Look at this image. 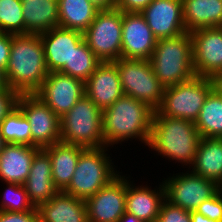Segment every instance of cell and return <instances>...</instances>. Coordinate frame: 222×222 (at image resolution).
<instances>
[{"mask_svg": "<svg viewBox=\"0 0 222 222\" xmlns=\"http://www.w3.org/2000/svg\"><path fill=\"white\" fill-rule=\"evenodd\" d=\"M10 89L19 95L35 94L48 75L39 34H11V49L5 68Z\"/></svg>", "mask_w": 222, "mask_h": 222, "instance_id": "cell-1", "label": "cell"}, {"mask_svg": "<svg viewBox=\"0 0 222 222\" xmlns=\"http://www.w3.org/2000/svg\"><path fill=\"white\" fill-rule=\"evenodd\" d=\"M154 110L128 95H122L102 112L105 146L111 147L134 138L148 145Z\"/></svg>", "mask_w": 222, "mask_h": 222, "instance_id": "cell-2", "label": "cell"}, {"mask_svg": "<svg viewBox=\"0 0 222 222\" xmlns=\"http://www.w3.org/2000/svg\"><path fill=\"white\" fill-rule=\"evenodd\" d=\"M201 137L191 120L153 116L148 147L167 160L192 165Z\"/></svg>", "mask_w": 222, "mask_h": 222, "instance_id": "cell-3", "label": "cell"}, {"mask_svg": "<svg viewBox=\"0 0 222 222\" xmlns=\"http://www.w3.org/2000/svg\"><path fill=\"white\" fill-rule=\"evenodd\" d=\"M149 61L153 72L164 87L194 78L196 75L190 32L173 38L158 39Z\"/></svg>", "mask_w": 222, "mask_h": 222, "instance_id": "cell-4", "label": "cell"}, {"mask_svg": "<svg viewBox=\"0 0 222 222\" xmlns=\"http://www.w3.org/2000/svg\"><path fill=\"white\" fill-rule=\"evenodd\" d=\"M107 149L108 147L84 149L79 156L74 175L63 191L86 201L122 173L114 168L116 166L106 152Z\"/></svg>", "mask_w": 222, "mask_h": 222, "instance_id": "cell-5", "label": "cell"}, {"mask_svg": "<svg viewBox=\"0 0 222 222\" xmlns=\"http://www.w3.org/2000/svg\"><path fill=\"white\" fill-rule=\"evenodd\" d=\"M102 110L84 95L60 118V142L83 148L106 147Z\"/></svg>", "mask_w": 222, "mask_h": 222, "instance_id": "cell-6", "label": "cell"}, {"mask_svg": "<svg viewBox=\"0 0 222 222\" xmlns=\"http://www.w3.org/2000/svg\"><path fill=\"white\" fill-rule=\"evenodd\" d=\"M216 80L195 76L189 81L164 88L160 107L153 116L187 119L195 122Z\"/></svg>", "mask_w": 222, "mask_h": 222, "instance_id": "cell-7", "label": "cell"}, {"mask_svg": "<svg viewBox=\"0 0 222 222\" xmlns=\"http://www.w3.org/2000/svg\"><path fill=\"white\" fill-rule=\"evenodd\" d=\"M113 63L118 69L123 94L156 111L161 105L165 87L153 72L150 61L121 57Z\"/></svg>", "mask_w": 222, "mask_h": 222, "instance_id": "cell-8", "label": "cell"}, {"mask_svg": "<svg viewBox=\"0 0 222 222\" xmlns=\"http://www.w3.org/2000/svg\"><path fill=\"white\" fill-rule=\"evenodd\" d=\"M123 12L114 8L101 10L83 33L91 51L102 62L121 58Z\"/></svg>", "mask_w": 222, "mask_h": 222, "instance_id": "cell-9", "label": "cell"}, {"mask_svg": "<svg viewBox=\"0 0 222 222\" xmlns=\"http://www.w3.org/2000/svg\"><path fill=\"white\" fill-rule=\"evenodd\" d=\"M173 174L162 181L165 200L186 211H195L201 202L213 197L222 187L190 170Z\"/></svg>", "mask_w": 222, "mask_h": 222, "instance_id": "cell-10", "label": "cell"}, {"mask_svg": "<svg viewBox=\"0 0 222 222\" xmlns=\"http://www.w3.org/2000/svg\"><path fill=\"white\" fill-rule=\"evenodd\" d=\"M16 106L31 126V146L43 149L60 142V118L35 94L18 96Z\"/></svg>", "mask_w": 222, "mask_h": 222, "instance_id": "cell-11", "label": "cell"}, {"mask_svg": "<svg viewBox=\"0 0 222 222\" xmlns=\"http://www.w3.org/2000/svg\"><path fill=\"white\" fill-rule=\"evenodd\" d=\"M190 36L195 75L217 80L222 76V29L200 28Z\"/></svg>", "mask_w": 222, "mask_h": 222, "instance_id": "cell-12", "label": "cell"}, {"mask_svg": "<svg viewBox=\"0 0 222 222\" xmlns=\"http://www.w3.org/2000/svg\"><path fill=\"white\" fill-rule=\"evenodd\" d=\"M35 95L61 118L85 95V82L61 72H49Z\"/></svg>", "mask_w": 222, "mask_h": 222, "instance_id": "cell-13", "label": "cell"}, {"mask_svg": "<svg viewBox=\"0 0 222 222\" xmlns=\"http://www.w3.org/2000/svg\"><path fill=\"white\" fill-rule=\"evenodd\" d=\"M127 176L118 175L86 200L88 222H117L126 212Z\"/></svg>", "mask_w": 222, "mask_h": 222, "instance_id": "cell-14", "label": "cell"}, {"mask_svg": "<svg viewBox=\"0 0 222 222\" xmlns=\"http://www.w3.org/2000/svg\"><path fill=\"white\" fill-rule=\"evenodd\" d=\"M140 14L157 40L177 37L187 32L182 0H153Z\"/></svg>", "mask_w": 222, "mask_h": 222, "instance_id": "cell-15", "label": "cell"}, {"mask_svg": "<svg viewBox=\"0 0 222 222\" xmlns=\"http://www.w3.org/2000/svg\"><path fill=\"white\" fill-rule=\"evenodd\" d=\"M157 38L140 13H123L121 57L149 60Z\"/></svg>", "mask_w": 222, "mask_h": 222, "instance_id": "cell-16", "label": "cell"}, {"mask_svg": "<svg viewBox=\"0 0 222 222\" xmlns=\"http://www.w3.org/2000/svg\"><path fill=\"white\" fill-rule=\"evenodd\" d=\"M85 95L102 111L122 95L121 81L113 62H102L85 81Z\"/></svg>", "mask_w": 222, "mask_h": 222, "instance_id": "cell-17", "label": "cell"}, {"mask_svg": "<svg viewBox=\"0 0 222 222\" xmlns=\"http://www.w3.org/2000/svg\"><path fill=\"white\" fill-rule=\"evenodd\" d=\"M43 47L48 72H59L70 63L74 50L83 39L82 32L55 27L39 34Z\"/></svg>", "mask_w": 222, "mask_h": 222, "instance_id": "cell-18", "label": "cell"}, {"mask_svg": "<svg viewBox=\"0 0 222 222\" xmlns=\"http://www.w3.org/2000/svg\"><path fill=\"white\" fill-rule=\"evenodd\" d=\"M23 185L35 208L47 203L59 191L52 180L51 159L44 149L35 153L29 176Z\"/></svg>", "mask_w": 222, "mask_h": 222, "instance_id": "cell-19", "label": "cell"}, {"mask_svg": "<svg viewBox=\"0 0 222 222\" xmlns=\"http://www.w3.org/2000/svg\"><path fill=\"white\" fill-rule=\"evenodd\" d=\"M159 185L154 190H151V186L149 187L147 184L134 187L133 182L127 177L126 212L133 214L143 222H156L165 201L163 183Z\"/></svg>", "mask_w": 222, "mask_h": 222, "instance_id": "cell-20", "label": "cell"}, {"mask_svg": "<svg viewBox=\"0 0 222 222\" xmlns=\"http://www.w3.org/2000/svg\"><path fill=\"white\" fill-rule=\"evenodd\" d=\"M39 147L7 143L0 153V179L4 183L24 184Z\"/></svg>", "mask_w": 222, "mask_h": 222, "instance_id": "cell-21", "label": "cell"}, {"mask_svg": "<svg viewBox=\"0 0 222 222\" xmlns=\"http://www.w3.org/2000/svg\"><path fill=\"white\" fill-rule=\"evenodd\" d=\"M39 222H88L86 201L58 191L38 208Z\"/></svg>", "mask_w": 222, "mask_h": 222, "instance_id": "cell-22", "label": "cell"}, {"mask_svg": "<svg viewBox=\"0 0 222 222\" xmlns=\"http://www.w3.org/2000/svg\"><path fill=\"white\" fill-rule=\"evenodd\" d=\"M43 149L51 159L53 183L59 191H63L69 185L85 148L58 142Z\"/></svg>", "mask_w": 222, "mask_h": 222, "instance_id": "cell-23", "label": "cell"}, {"mask_svg": "<svg viewBox=\"0 0 222 222\" xmlns=\"http://www.w3.org/2000/svg\"><path fill=\"white\" fill-rule=\"evenodd\" d=\"M191 172L222 187V138H201Z\"/></svg>", "mask_w": 222, "mask_h": 222, "instance_id": "cell-24", "label": "cell"}, {"mask_svg": "<svg viewBox=\"0 0 222 222\" xmlns=\"http://www.w3.org/2000/svg\"><path fill=\"white\" fill-rule=\"evenodd\" d=\"M25 34H41L59 27L57 0L22 2Z\"/></svg>", "mask_w": 222, "mask_h": 222, "instance_id": "cell-25", "label": "cell"}, {"mask_svg": "<svg viewBox=\"0 0 222 222\" xmlns=\"http://www.w3.org/2000/svg\"><path fill=\"white\" fill-rule=\"evenodd\" d=\"M187 32L222 24V0H182Z\"/></svg>", "mask_w": 222, "mask_h": 222, "instance_id": "cell-26", "label": "cell"}, {"mask_svg": "<svg viewBox=\"0 0 222 222\" xmlns=\"http://www.w3.org/2000/svg\"><path fill=\"white\" fill-rule=\"evenodd\" d=\"M59 27L84 33L100 11L89 0H57Z\"/></svg>", "mask_w": 222, "mask_h": 222, "instance_id": "cell-27", "label": "cell"}, {"mask_svg": "<svg viewBox=\"0 0 222 222\" xmlns=\"http://www.w3.org/2000/svg\"><path fill=\"white\" fill-rule=\"evenodd\" d=\"M194 123L201 138H222V91L218 86L208 94Z\"/></svg>", "mask_w": 222, "mask_h": 222, "instance_id": "cell-28", "label": "cell"}, {"mask_svg": "<svg viewBox=\"0 0 222 222\" xmlns=\"http://www.w3.org/2000/svg\"><path fill=\"white\" fill-rule=\"evenodd\" d=\"M101 63L102 61L91 51L83 39L74 47L70 63L65 64L59 72L85 82Z\"/></svg>", "mask_w": 222, "mask_h": 222, "instance_id": "cell-29", "label": "cell"}, {"mask_svg": "<svg viewBox=\"0 0 222 222\" xmlns=\"http://www.w3.org/2000/svg\"><path fill=\"white\" fill-rule=\"evenodd\" d=\"M0 131L7 143L31 146L30 123L17 106L0 123Z\"/></svg>", "mask_w": 222, "mask_h": 222, "instance_id": "cell-30", "label": "cell"}, {"mask_svg": "<svg viewBox=\"0 0 222 222\" xmlns=\"http://www.w3.org/2000/svg\"><path fill=\"white\" fill-rule=\"evenodd\" d=\"M0 32L13 35L25 34L21 0L0 1Z\"/></svg>", "mask_w": 222, "mask_h": 222, "instance_id": "cell-31", "label": "cell"}, {"mask_svg": "<svg viewBox=\"0 0 222 222\" xmlns=\"http://www.w3.org/2000/svg\"><path fill=\"white\" fill-rule=\"evenodd\" d=\"M6 185L0 202V211L26 212L35 209L23 184L7 182Z\"/></svg>", "mask_w": 222, "mask_h": 222, "instance_id": "cell-32", "label": "cell"}, {"mask_svg": "<svg viewBox=\"0 0 222 222\" xmlns=\"http://www.w3.org/2000/svg\"><path fill=\"white\" fill-rule=\"evenodd\" d=\"M195 211L209 219L222 222V188L213 197L201 202Z\"/></svg>", "mask_w": 222, "mask_h": 222, "instance_id": "cell-33", "label": "cell"}, {"mask_svg": "<svg viewBox=\"0 0 222 222\" xmlns=\"http://www.w3.org/2000/svg\"><path fill=\"white\" fill-rule=\"evenodd\" d=\"M156 222H191L190 211L164 201Z\"/></svg>", "mask_w": 222, "mask_h": 222, "instance_id": "cell-34", "label": "cell"}, {"mask_svg": "<svg viewBox=\"0 0 222 222\" xmlns=\"http://www.w3.org/2000/svg\"><path fill=\"white\" fill-rule=\"evenodd\" d=\"M19 94L10 88L0 90V123L16 107Z\"/></svg>", "mask_w": 222, "mask_h": 222, "instance_id": "cell-35", "label": "cell"}, {"mask_svg": "<svg viewBox=\"0 0 222 222\" xmlns=\"http://www.w3.org/2000/svg\"><path fill=\"white\" fill-rule=\"evenodd\" d=\"M0 222H39L37 208L26 212L0 211Z\"/></svg>", "mask_w": 222, "mask_h": 222, "instance_id": "cell-36", "label": "cell"}, {"mask_svg": "<svg viewBox=\"0 0 222 222\" xmlns=\"http://www.w3.org/2000/svg\"><path fill=\"white\" fill-rule=\"evenodd\" d=\"M153 0H116L115 8L123 13H140Z\"/></svg>", "mask_w": 222, "mask_h": 222, "instance_id": "cell-37", "label": "cell"}, {"mask_svg": "<svg viewBox=\"0 0 222 222\" xmlns=\"http://www.w3.org/2000/svg\"><path fill=\"white\" fill-rule=\"evenodd\" d=\"M11 49V34L0 32V69L5 71Z\"/></svg>", "mask_w": 222, "mask_h": 222, "instance_id": "cell-38", "label": "cell"}, {"mask_svg": "<svg viewBox=\"0 0 222 222\" xmlns=\"http://www.w3.org/2000/svg\"><path fill=\"white\" fill-rule=\"evenodd\" d=\"M92 5L97 9L101 10H111L116 6V0H89Z\"/></svg>", "mask_w": 222, "mask_h": 222, "instance_id": "cell-39", "label": "cell"}, {"mask_svg": "<svg viewBox=\"0 0 222 222\" xmlns=\"http://www.w3.org/2000/svg\"><path fill=\"white\" fill-rule=\"evenodd\" d=\"M191 222H219L212 219H209L208 217H205L203 214L198 213L197 211H191Z\"/></svg>", "mask_w": 222, "mask_h": 222, "instance_id": "cell-40", "label": "cell"}, {"mask_svg": "<svg viewBox=\"0 0 222 222\" xmlns=\"http://www.w3.org/2000/svg\"><path fill=\"white\" fill-rule=\"evenodd\" d=\"M117 222H143L142 220L138 219L133 214L125 212L123 216Z\"/></svg>", "mask_w": 222, "mask_h": 222, "instance_id": "cell-41", "label": "cell"}, {"mask_svg": "<svg viewBox=\"0 0 222 222\" xmlns=\"http://www.w3.org/2000/svg\"><path fill=\"white\" fill-rule=\"evenodd\" d=\"M6 88H9V86L6 80L5 72L4 70L0 69V90Z\"/></svg>", "mask_w": 222, "mask_h": 222, "instance_id": "cell-42", "label": "cell"}, {"mask_svg": "<svg viewBox=\"0 0 222 222\" xmlns=\"http://www.w3.org/2000/svg\"><path fill=\"white\" fill-rule=\"evenodd\" d=\"M6 144H7V142L3 139L2 135H1V131H0V153L2 152V150L4 149Z\"/></svg>", "mask_w": 222, "mask_h": 222, "instance_id": "cell-43", "label": "cell"}, {"mask_svg": "<svg viewBox=\"0 0 222 222\" xmlns=\"http://www.w3.org/2000/svg\"><path fill=\"white\" fill-rule=\"evenodd\" d=\"M216 82H217V86L220 88V90L222 91V76L221 77H219L217 80H216Z\"/></svg>", "mask_w": 222, "mask_h": 222, "instance_id": "cell-44", "label": "cell"}]
</instances>
